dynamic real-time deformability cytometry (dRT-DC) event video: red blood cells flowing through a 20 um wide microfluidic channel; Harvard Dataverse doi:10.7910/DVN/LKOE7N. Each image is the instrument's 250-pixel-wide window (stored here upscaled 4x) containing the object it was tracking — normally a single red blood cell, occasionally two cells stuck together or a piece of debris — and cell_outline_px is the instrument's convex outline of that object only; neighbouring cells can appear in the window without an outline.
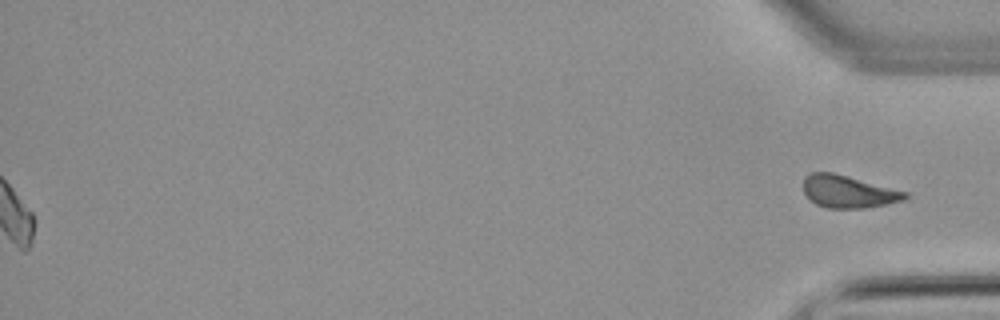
{"species": "common noctule bat (a hibernating species)", "species_latin": "Nyctalus noctula", "temperature_condition": "warm", "stored_images_in_passage": 55, "segment_of_instrument_passage": [2, 2], "camera_frame_rate_fps": 3000, "um_per_image_px": 0.085, "animal": {"sex": "male", "body_mass_g": 21.5, "forearm_length_mm": 52.0}, "frame": {"image": 1, "passage_image": 55, "time_ms": 18.0, "image_size_px": [1000, 320], "cell_outline_px": [[908, 196], [904, 200], [864, 208], [828, 208], [816, 204], [804, 192], [804, 176], [812, 172], [832, 172], [848, 176], [908, 192]], "centroid_in_image_um": [72.1, 16.28], "position_along_channel_um": 363.1, "area_um2": 19.02}}